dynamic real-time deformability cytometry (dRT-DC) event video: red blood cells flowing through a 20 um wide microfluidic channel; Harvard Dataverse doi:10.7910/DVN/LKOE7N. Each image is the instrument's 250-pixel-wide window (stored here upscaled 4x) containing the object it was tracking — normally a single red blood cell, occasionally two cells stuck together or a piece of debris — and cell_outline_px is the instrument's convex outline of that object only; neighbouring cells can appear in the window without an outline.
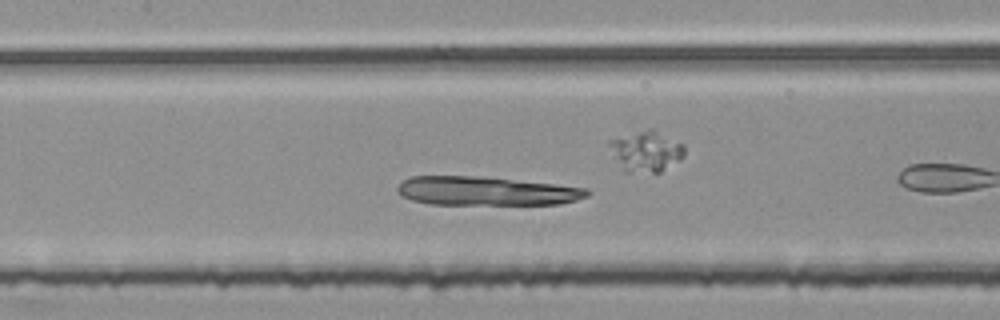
{"species": "common noctule bat (a hibernating species)", "species_latin": "Nyctalus noctula", "temperature_condition": "room temperature", "stored_images_in_passage": 29, "camera_frame_rate_fps": 3000, "um_per_image_px": 0.085, "animal": {"sex": "female", "body_mass_g": 25.1}, "frame": {"image": 1, "passage_image": 9, "time_ms": 2.667, "image_size_px": [1000, 320], "cell_outline_px": [[592, 192], [588, 196], [576, 200], [560, 204], [428, 204], [412, 200], [400, 196], [396, 192], [396, 188], [404, 180], [412, 176], [480, 176], [588, 188]], "centroid_in_image_um": [41.31, 16.24], "position_along_channel_um": 166.1, "area_um2": 31.91}}